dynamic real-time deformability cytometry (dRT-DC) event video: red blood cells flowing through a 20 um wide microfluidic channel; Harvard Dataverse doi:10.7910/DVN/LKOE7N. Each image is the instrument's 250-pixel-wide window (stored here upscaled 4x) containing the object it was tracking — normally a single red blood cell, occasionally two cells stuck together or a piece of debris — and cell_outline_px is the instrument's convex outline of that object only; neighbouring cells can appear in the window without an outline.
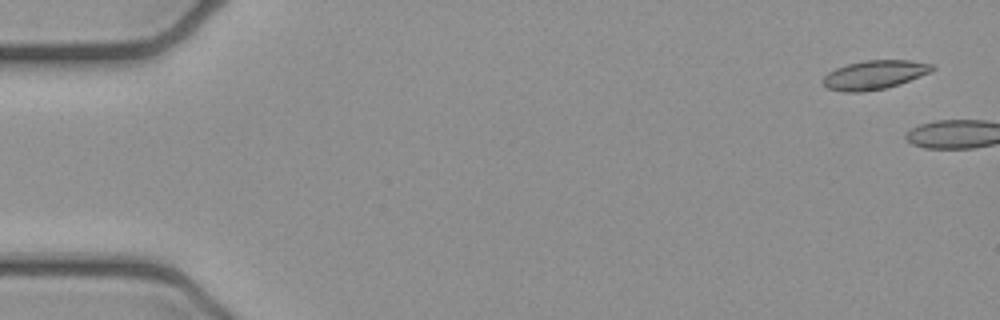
{"species": "common noctule bat (a hibernating species)", "species_latin": "Nyctalus noctula", "temperature_condition": "cold", "stored_images_in_passage": 6, "camera_frame_rate_fps": 3000, "um_per_image_px": 0.085, "animal": {"sex": "female", "body_mass_g": 21.9}, "frame": {"image": 1, "passage_image": 1, "time_ms": 0.0, "image_size_px": [1000, 320], "cell_outline_px": [[936, 68], [932, 72], [900, 84], [884, 88], [864, 92], [844, 92], [828, 88], [824, 84], [824, 76], [828, 72], [836, 68], [848, 64], [864, 60], [908, 60], [932, 64]], "centroid_in_image_um": [74.36, 6.36], "position_along_channel_um": 10.6, "area_um2": 18.38}}
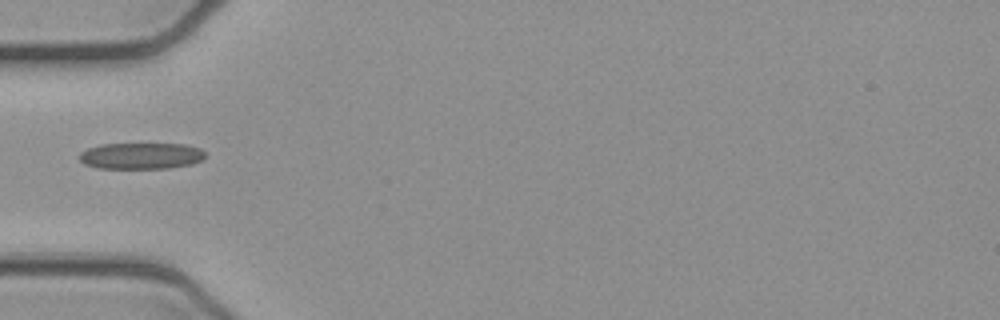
{"frame": {"image": 2, "passage_image": 6, "time_ms": 1.667, "image_size_px": [1000, 320], "cell_outline_px": [[204, 156], [200, 160], [192, 164], [168, 168], [96, 168], [84, 164], [76, 156], [80, 152], [88, 148], [100, 144], [184, 144], [200, 148], [204, 152]], "centroid_in_image_um": [11.93, 13.25], "position_along_channel_um": 73.1, "area_um2": 19.36}}